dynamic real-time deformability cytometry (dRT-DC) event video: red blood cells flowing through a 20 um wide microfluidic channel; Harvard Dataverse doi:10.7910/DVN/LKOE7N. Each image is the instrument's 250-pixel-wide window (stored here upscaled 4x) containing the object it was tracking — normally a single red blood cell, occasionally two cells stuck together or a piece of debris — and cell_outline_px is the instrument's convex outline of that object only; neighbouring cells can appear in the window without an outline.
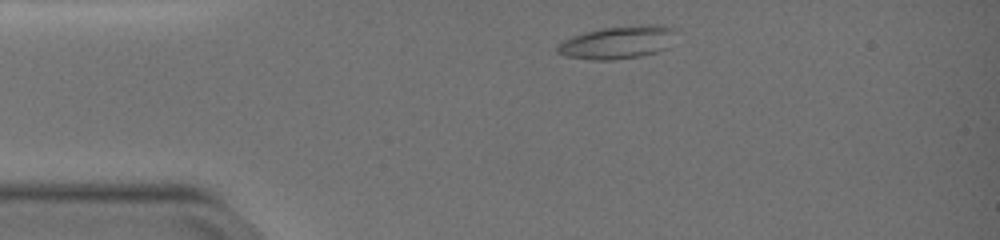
{"species": "common noctule bat (a hibernating species)", "species_latin": "Nyctalus noctula", "temperature_condition": "warm", "stored_images_in_passage": 41, "camera_frame_rate_fps": 3000, "um_per_image_px": 0.085, "animal": {"sex": "female", "body_mass_g": 19.0, "forearm_length_mm": 51.5}, "frame": {"image": 1, "passage_image": 4, "time_ms": 1.0, "image_size_px": [1000, 240], "cell_outline_px": [[676, 32], [668, 48], [656, 52], [640, 56], [612, 60], [592, 60], [564, 56], [556, 52], [556, 48], [560, 40], [572, 36], [600, 28], [644, 24], [660, 24], [672, 28]], "centroid_in_image_um": [52.48, 3.6], "position_along_channel_um": 32.5, "area_um2": 22.95}}
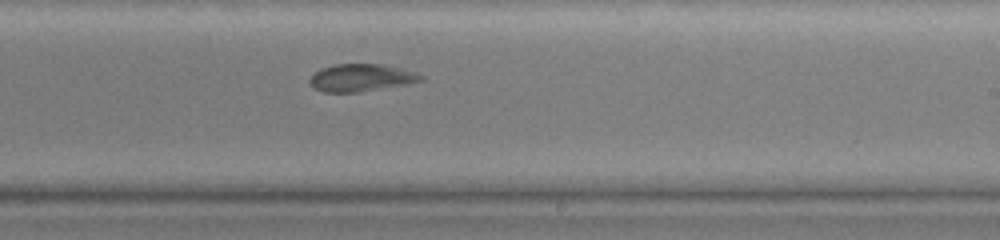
{"frame": {"image": 2, "passage_image": 26, "time_ms": 8.333, "image_size_px": [1000, 240], "cell_outline_px": [[424, 80], [408, 84], [360, 92], [324, 92], [316, 88], [308, 80], [320, 68], [336, 64], [384, 64], [416, 72], [424, 76]], "centroid_in_image_um": [30.75, 6.6], "position_along_channel_um": 258.3, "area_um2": 17.74}}
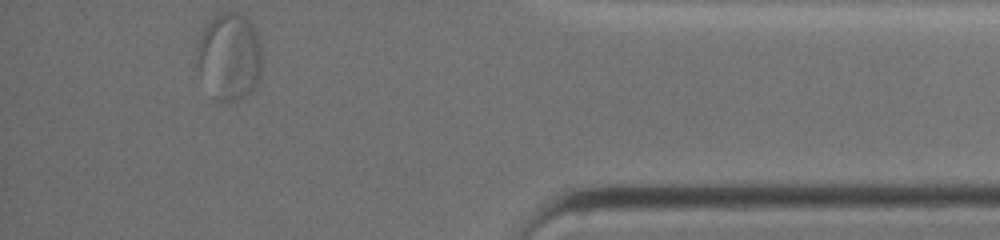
{"frame": {"image": 3, "passage_image": 41, "time_ms": 13.333, "image_size_px": [1000, 240], "cell_outline_px": [[260, 76], [256, 84], [240, 100], [216, 100], [200, 72], [196, 64], [196, 44], [208, 20], [220, 12], [240, 12], [252, 24], [256, 32], [260, 44]], "centroid_in_image_um": [19.47, 4.75], "position_along_channel_um": 415.7, "area_um2": 32.83}}